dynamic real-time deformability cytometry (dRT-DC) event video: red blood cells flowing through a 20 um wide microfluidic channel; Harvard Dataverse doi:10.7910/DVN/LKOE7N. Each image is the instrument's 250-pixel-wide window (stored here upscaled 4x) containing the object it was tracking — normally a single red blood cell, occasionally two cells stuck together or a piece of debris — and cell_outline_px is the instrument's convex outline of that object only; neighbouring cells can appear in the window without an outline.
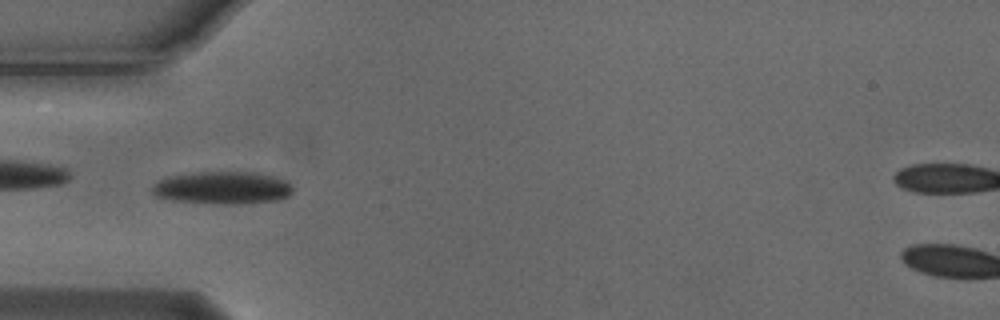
{"species": "Egyptian fruit bat (a non-hibernating species)", "species_latin": "Rousettus aegyptiacus", "temperature_condition": "cold", "stored_images_in_passage": 10, "camera_frame_rate_fps": 3000, "um_per_image_px": 0.085, "animal": {"sex": "male"}, "frame": {"image": 1, "passage_image": 5, "time_ms": 1.333, "image_size_px": [1000, 320], "cell_outline_px": [[292, 192], [288, 196], [280, 200], [240, 204], [212, 204], [176, 200], [156, 196], [152, 192], [152, 184], [168, 176], [196, 172], [252, 172], [272, 176], [288, 180], [292, 188]], "centroid_in_image_um": [18.93, 15.96], "position_along_channel_um": 66.1, "area_um2": 26.82}}
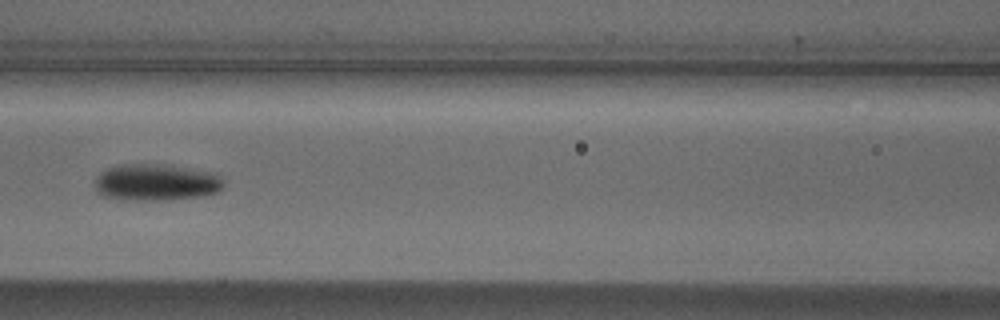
{"frame": {"image": 2, "passage_image": 7, "time_ms": 2.0, "image_size_px": [1000, 320], "cell_outline_px": [[224, 188], [216, 192], [204, 196], [160, 200], [128, 200], [104, 196], [96, 192], [96, 176], [100, 172], [108, 168], [120, 164], [172, 164], [216, 172], [224, 180]], "centroid_in_image_um": [13.33, 15.48], "position_along_channel_um": 153.3, "area_um2": 28.09}}
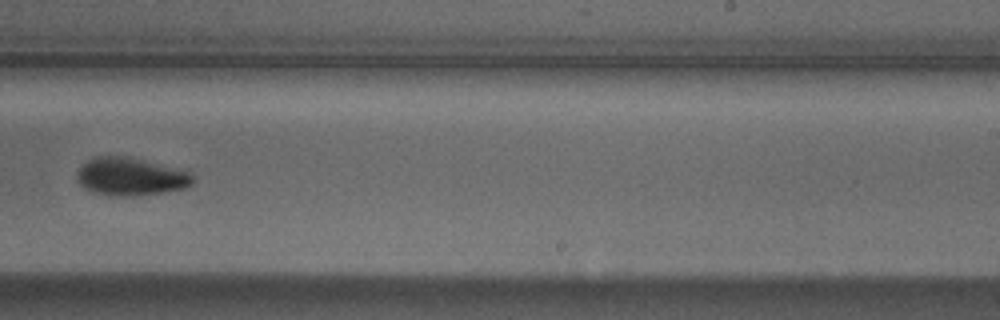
{"frame": {"image": 3, "passage_image": 10, "time_ms": 3.0, "image_size_px": [1000, 320], "cell_outline_px": [[196, 180], [192, 184], [184, 188], [160, 192], [132, 196], [108, 196], [92, 192], [84, 188], [76, 180], [76, 172], [88, 160], [96, 156], [128, 156], [192, 172]], "centroid_in_image_um": [11.09, 15.01], "position_along_channel_um": 277.9, "area_um2": 25.72}}